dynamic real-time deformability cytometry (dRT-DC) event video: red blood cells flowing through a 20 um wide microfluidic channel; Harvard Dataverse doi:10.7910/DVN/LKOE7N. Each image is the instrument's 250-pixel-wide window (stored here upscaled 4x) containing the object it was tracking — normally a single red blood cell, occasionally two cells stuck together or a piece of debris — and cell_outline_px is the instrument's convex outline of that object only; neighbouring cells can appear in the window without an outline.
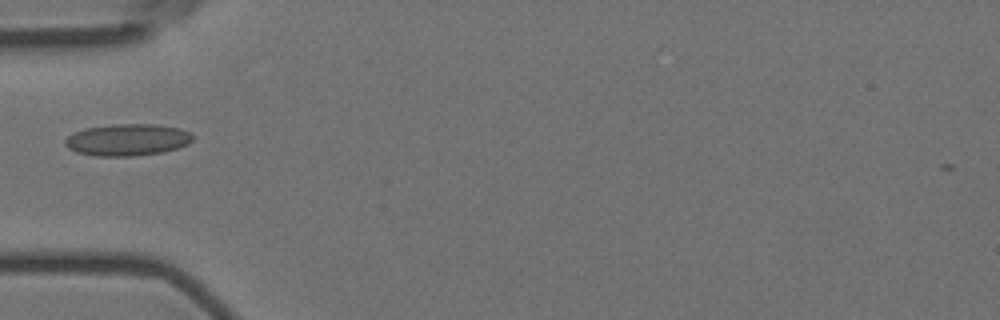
{"species": "Egyptian fruit bat (a non-hibernating species)", "species_latin": "Rousettus aegyptiacus", "temperature_condition": "room temperature", "stored_images_in_passage": 25, "camera_frame_rate_fps": 3000, "um_per_image_px": 0.085, "animal": {"sex": "female"}, "frame": {"image": 1, "passage_image": 2, "time_ms": 0.333, "image_size_px": [1000, 320], "cell_outline_px": [[192, 140], [188, 144], [164, 152], [132, 156], [92, 156], [76, 152], [68, 148], [64, 144], [64, 140], [72, 132], [84, 128], [112, 124], [156, 124], [180, 128], [188, 132], [192, 136]], "centroid_in_image_um": [10.78, 11.88], "position_along_channel_um": 74.2, "area_um2": 23.87}}
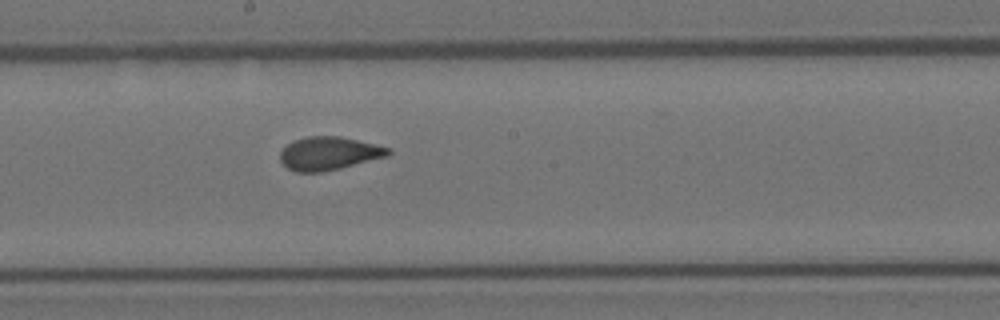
{"frame": {"image": 2, "passage_image": 14, "time_ms": 4.333, "image_size_px": [1000, 320], "cell_outline_px": [[392, 152], [388, 156], [324, 172], [296, 172], [288, 168], [280, 160], [280, 152], [292, 140], [308, 136], [340, 136], [392, 148]], "centroid_in_image_um": [27.97, 13.03], "position_along_channel_um": 220.2, "area_um2": 20.98}}
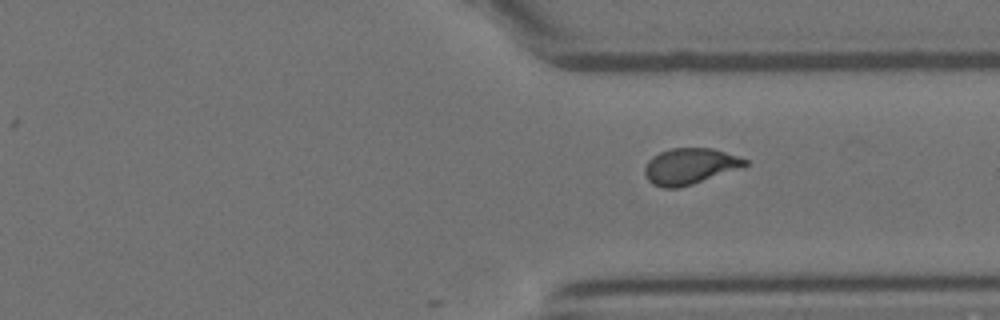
{"frame": {"image": 3, "passage_image": 25, "time_ms": 8.0, "image_size_px": [1000, 320], "cell_outline_px": [[748, 164], [744, 168], [680, 188], [664, 188], [652, 184], [648, 180], [644, 172], [644, 168], [648, 160], [652, 156], [660, 152], [672, 148], [712, 148], [748, 160]], "centroid_in_image_um": [58.64, 14.14], "position_along_channel_um": 352.8, "area_um2": 21.27}}